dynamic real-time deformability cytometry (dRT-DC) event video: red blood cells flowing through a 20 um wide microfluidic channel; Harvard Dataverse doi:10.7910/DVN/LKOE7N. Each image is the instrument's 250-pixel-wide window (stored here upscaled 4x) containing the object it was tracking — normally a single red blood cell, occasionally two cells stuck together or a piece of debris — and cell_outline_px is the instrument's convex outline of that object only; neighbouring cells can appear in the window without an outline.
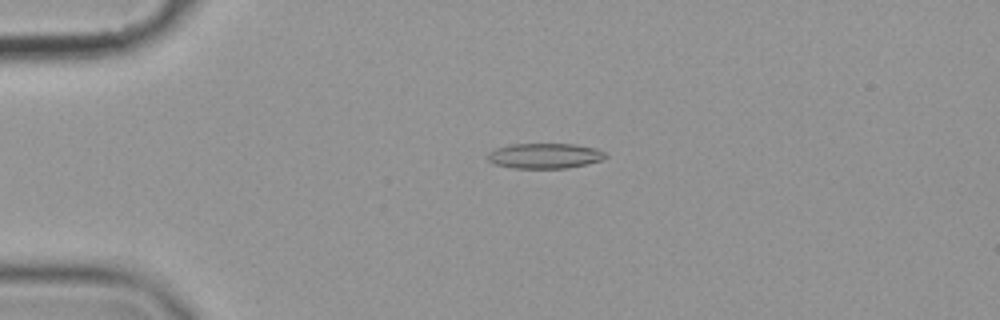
{"species": "common noctule bat (a hibernating species)", "species_latin": "Nyctalus noctula", "temperature_condition": "cold", "stored_images_in_passage": 52, "camera_frame_rate_fps": 3000, "um_per_image_px": 0.085, "animal": {"sex": "female", "body_mass_g": 19.9}, "frame": {"image": 1, "passage_image": 9, "time_ms": 2.667, "image_size_px": [1000, 320], "cell_outline_px": [[608, 156], [604, 160], [568, 168], [512, 168], [496, 164], [488, 160], [488, 152], [496, 148], [512, 144], [572, 144], [596, 148], [604, 152]], "centroid_in_image_um": [46.33, 13.25], "position_along_channel_um": 38.7, "area_um2": 17.34}}
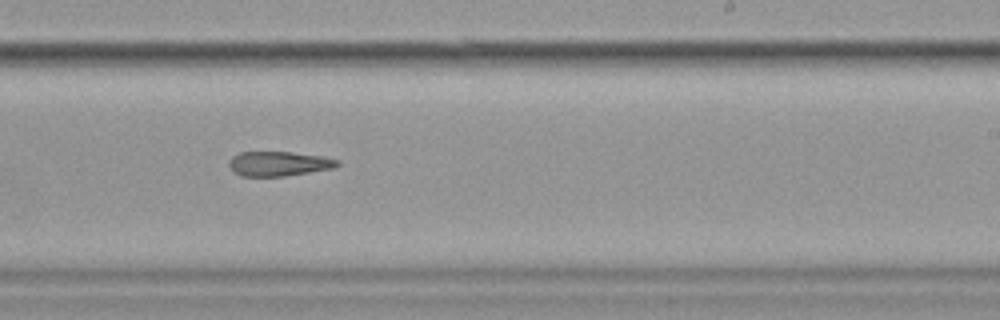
{"frame": {"image": 2, "passage_image": 31, "time_ms": 10.0, "image_size_px": [1000, 320], "cell_outline_px": [[340, 164], [336, 168], [284, 176], [240, 176], [232, 172], [228, 164], [228, 160], [232, 156], [240, 152], [292, 152], [324, 156], [340, 160]], "centroid_in_image_um": [23.7, 13.91], "position_along_channel_um": 265.3, "area_um2": 15.84}}
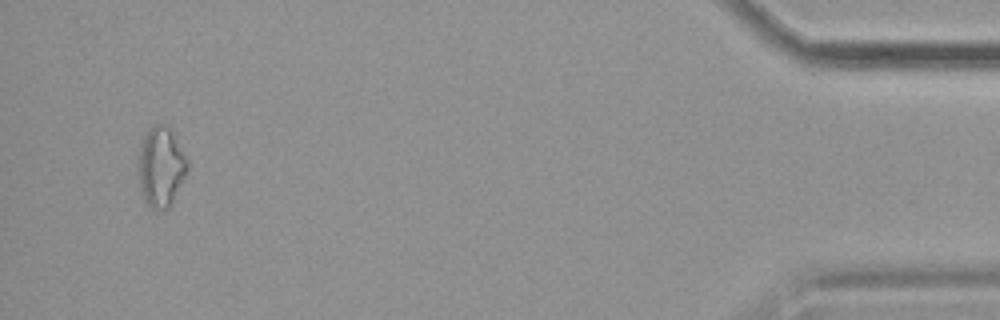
{"frame": {"image": 3, "passage_image": 50, "time_ms": 16.333, "image_size_px": [1000, 320], "cell_outline_px": [[188, 172], [168, 208], [152, 208], [144, 200], [140, 192], [136, 164], [140, 140], [152, 124], [164, 124], [172, 132], [188, 160]], "centroid_in_image_um": [13.63, 14.14], "position_along_channel_um": 421.6, "area_um2": 23.24}}